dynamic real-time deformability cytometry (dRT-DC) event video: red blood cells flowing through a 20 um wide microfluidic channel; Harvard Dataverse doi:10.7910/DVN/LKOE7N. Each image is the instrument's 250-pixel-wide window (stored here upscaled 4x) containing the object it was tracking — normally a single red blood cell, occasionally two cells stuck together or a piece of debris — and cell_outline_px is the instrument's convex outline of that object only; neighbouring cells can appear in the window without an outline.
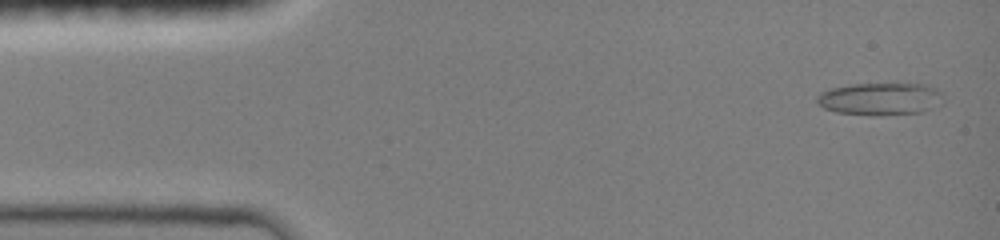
{"species": "common noctule bat (a hibernating species)", "species_latin": "Nyctalus noctula", "temperature_condition": "room temperature", "stored_images_in_passage": 46, "camera_frame_rate_fps": 3000, "um_per_image_px": 0.085, "animal": {"sex": "female", "body_mass_g": 19.0, "forearm_length_mm": 51.5}, "frame": {"image": 1, "passage_image": 2, "time_ms": 0.333, "image_size_px": [1000, 240], "cell_outline_px": [[944, 104], [920, 112], [880, 116], [872, 116], [836, 112], [824, 108], [816, 100], [816, 96], [820, 92], [832, 88], [852, 84], [924, 84], [936, 88], [940, 92]], "centroid_in_image_um": [74.83, 8.42], "position_along_channel_um": 10.2, "area_um2": 24.04}}
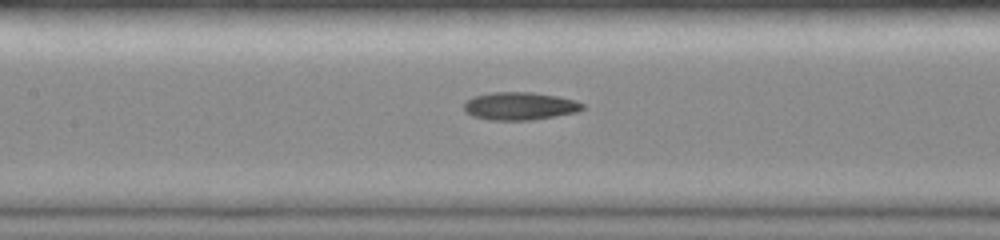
{"frame": {"image": 2, "passage_image": 21, "time_ms": 6.667, "image_size_px": [1000, 240], "cell_outline_px": [[584, 108], [576, 112], [556, 116], [532, 120], [488, 120], [472, 116], [464, 112], [464, 100], [472, 96], [492, 92], [532, 92], [556, 96], [576, 100], [584, 104]], "centroid_in_image_um": [44.13, 9.01], "position_along_channel_um": 163.3, "area_um2": 19.48}}
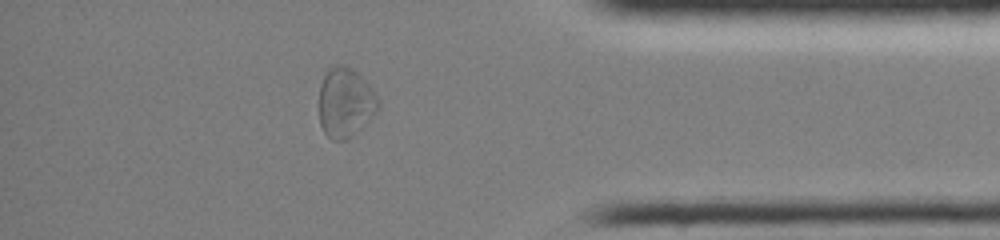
{"frame": {"image": 3, "passage_image": 40, "time_ms": 13.0, "image_size_px": [1000, 240], "cell_outline_px": [[380, 108], [352, 136], [344, 140], [332, 140], [324, 132], [320, 124], [320, 84], [324, 76], [332, 68], [340, 64], [344, 64], [352, 68], [372, 88], [380, 100]], "centroid_in_image_um": [29.37, 8.72], "position_along_channel_um": 405.8, "area_um2": 23.7}, "authors_computed_cell_mechanics": {"area_um2": 20.1144, "velocity_mm_per_s": 4.0696, "shape_relaxation_time_tau1_ms": null, "shape_relaxation_time_tau2_ms": 5.2902, "deformation_change_tau1": null, "deformation_change_tau2": 0.1198}}